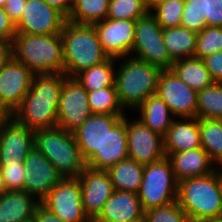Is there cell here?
Instances as JSON below:
<instances>
[{
    "mask_svg": "<svg viewBox=\"0 0 222 222\" xmlns=\"http://www.w3.org/2000/svg\"><path fill=\"white\" fill-rule=\"evenodd\" d=\"M202 60L213 81L222 83V51L207 55Z\"/></svg>",
    "mask_w": 222,
    "mask_h": 222,
    "instance_id": "40",
    "label": "cell"
},
{
    "mask_svg": "<svg viewBox=\"0 0 222 222\" xmlns=\"http://www.w3.org/2000/svg\"><path fill=\"white\" fill-rule=\"evenodd\" d=\"M40 202L23 190L0 196V222H32Z\"/></svg>",
    "mask_w": 222,
    "mask_h": 222,
    "instance_id": "25",
    "label": "cell"
},
{
    "mask_svg": "<svg viewBox=\"0 0 222 222\" xmlns=\"http://www.w3.org/2000/svg\"><path fill=\"white\" fill-rule=\"evenodd\" d=\"M33 148L34 131L12 117L0 134V163H23Z\"/></svg>",
    "mask_w": 222,
    "mask_h": 222,
    "instance_id": "19",
    "label": "cell"
},
{
    "mask_svg": "<svg viewBox=\"0 0 222 222\" xmlns=\"http://www.w3.org/2000/svg\"><path fill=\"white\" fill-rule=\"evenodd\" d=\"M110 0H77L67 20L74 24L94 25L105 20Z\"/></svg>",
    "mask_w": 222,
    "mask_h": 222,
    "instance_id": "31",
    "label": "cell"
},
{
    "mask_svg": "<svg viewBox=\"0 0 222 222\" xmlns=\"http://www.w3.org/2000/svg\"><path fill=\"white\" fill-rule=\"evenodd\" d=\"M136 20L105 19L95 23L99 41L108 57L130 56L135 39Z\"/></svg>",
    "mask_w": 222,
    "mask_h": 222,
    "instance_id": "17",
    "label": "cell"
},
{
    "mask_svg": "<svg viewBox=\"0 0 222 222\" xmlns=\"http://www.w3.org/2000/svg\"><path fill=\"white\" fill-rule=\"evenodd\" d=\"M219 51H222V27L206 26L197 35L194 57L202 59Z\"/></svg>",
    "mask_w": 222,
    "mask_h": 222,
    "instance_id": "36",
    "label": "cell"
},
{
    "mask_svg": "<svg viewBox=\"0 0 222 222\" xmlns=\"http://www.w3.org/2000/svg\"><path fill=\"white\" fill-rule=\"evenodd\" d=\"M7 0H0V7H4Z\"/></svg>",
    "mask_w": 222,
    "mask_h": 222,
    "instance_id": "52",
    "label": "cell"
},
{
    "mask_svg": "<svg viewBox=\"0 0 222 222\" xmlns=\"http://www.w3.org/2000/svg\"><path fill=\"white\" fill-rule=\"evenodd\" d=\"M16 32V25L5 12L4 7H0V41L11 43Z\"/></svg>",
    "mask_w": 222,
    "mask_h": 222,
    "instance_id": "41",
    "label": "cell"
},
{
    "mask_svg": "<svg viewBox=\"0 0 222 222\" xmlns=\"http://www.w3.org/2000/svg\"><path fill=\"white\" fill-rule=\"evenodd\" d=\"M137 194L144 211L177 201L178 182L167 157L144 165L143 179Z\"/></svg>",
    "mask_w": 222,
    "mask_h": 222,
    "instance_id": "7",
    "label": "cell"
},
{
    "mask_svg": "<svg viewBox=\"0 0 222 222\" xmlns=\"http://www.w3.org/2000/svg\"><path fill=\"white\" fill-rule=\"evenodd\" d=\"M125 115L91 114L74 132L80 152L87 161L96 150H100L105 136Z\"/></svg>",
    "mask_w": 222,
    "mask_h": 222,
    "instance_id": "18",
    "label": "cell"
},
{
    "mask_svg": "<svg viewBox=\"0 0 222 222\" xmlns=\"http://www.w3.org/2000/svg\"><path fill=\"white\" fill-rule=\"evenodd\" d=\"M33 76L26 65L13 57L0 69V100L12 114L29 92Z\"/></svg>",
    "mask_w": 222,
    "mask_h": 222,
    "instance_id": "15",
    "label": "cell"
},
{
    "mask_svg": "<svg viewBox=\"0 0 222 222\" xmlns=\"http://www.w3.org/2000/svg\"><path fill=\"white\" fill-rule=\"evenodd\" d=\"M12 118V114H0V134L5 124Z\"/></svg>",
    "mask_w": 222,
    "mask_h": 222,
    "instance_id": "47",
    "label": "cell"
},
{
    "mask_svg": "<svg viewBox=\"0 0 222 222\" xmlns=\"http://www.w3.org/2000/svg\"><path fill=\"white\" fill-rule=\"evenodd\" d=\"M88 222H100L99 220H97L96 218H91L88 220Z\"/></svg>",
    "mask_w": 222,
    "mask_h": 222,
    "instance_id": "53",
    "label": "cell"
},
{
    "mask_svg": "<svg viewBox=\"0 0 222 222\" xmlns=\"http://www.w3.org/2000/svg\"><path fill=\"white\" fill-rule=\"evenodd\" d=\"M91 114L88 92L75 78L67 77L60 93L57 126L74 132Z\"/></svg>",
    "mask_w": 222,
    "mask_h": 222,
    "instance_id": "11",
    "label": "cell"
},
{
    "mask_svg": "<svg viewBox=\"0 0 222 222\" xmlns=\"http://www.w3.org/2000/svg\"><path fill=\"white\" fill-rule=\"evenodd\" d=\"M49 6L54 7L59 12H61L66 18L69 17L73 3L71 0H43Z\"/></svg>",
    "mask_w": 222,
    "mask_h": 222,
    "instance_id": "44",
    "label": "cell"
},
{
    "mask_svg": "<svg viewBox=\"0 0 222 222\" xmlns=\"http://www.w3.org/2000/svg\"><path fill=\"white\" fill-rule=\"evenodd\" d=\"M196 117L222 120V83L214 82L197 92Z\"/></svg>",
    "mask_w": 222,
    "mask_h": 222,
    "instance_id": "33",
    "label": "cell"
},
{
    "mask_svg": "<svg viewBox=\"0 0 222 222\" xmlns=\"http://www.w3.org/2000/svg\"><path fill=\"white\" fill-rule=\"evenodd\" d=\"M131 222H143V220H135V221H131Z\"/></svg>",
    "mask_w": 222,
    "mask_h": 222,
    "instance_id": "54",
    "label": "cell"
},
{
    "mask_svg": "<svg viewBox=\"0 0 222 222\" xmlns=\"http://www.w3.org/2000/svg\"><path fill=\"white\" fill-rule=\"evenodd\" d=\"M88 103L92 114L126 115L115 86L88 92Z\"/></svg>",
    "mask_w": 222,
    "mask_h": 222,
    "instance_id": "34",
    "label": "cell"
},
{
    "mask_svg": "<svg viewBox=\"0 0 222 222\" xmlns=\"http://www.w3.org/2000/svg\"><path fill=\"white\" fill-rule=\"evenodd\" d=\"M181 26L197 33L206 26L222 27V0H185Z\"/></svg>",
    "mask_w": 222,
    "mask_h": 222,
    "instance_id": "23",
    "label": "cell"
},
{
    "mask_svg": "<svg viewBox=\"0 0 222 222\" xmlns=\"http://www.w3.org/2000/svg\"><path fill=\"white\" fill-rule=\"evenodd\" d=\"M128 158L126 115L106 134L103 145L86 161L87 167L107 171L118 162Z\"/></svg>",
    "mask_w": 222,
    "mask_h": 222,
    "instance_id": "20",
    "label": "cell"
},
{
    "mask_svg": "<svg viewBox=\"0 0 222 222\" xmlns=\"http://www.w3.org/2000/svg\"><path fill=\"white\" fill-rule=\"evenodd\" d=\"M163 0H142L143 6L148 12L155 9Z\"/></svg>",
    "mask_w": 222,
    "mask_h": 222,
    "instance_id": "46",
    "label": "cell"
},
{
    "mask_svg": "<svg viewBox=\"0 0 222 222\" xmlns=\"http://www.w3.org/2000/svg\"><path fill=\"white\" fill-rule=\"evenodd\" d=\"M61 34L64 74L74 78L80 72L102 63L104 52L94 25L64 23Z\"/></svg>",
    "mask_w": 222,
    "mask_h": 222,
    "instance_id": "2",
    "label": "cell"
},
{
    "mask_svg": "<svg viewBox=\"0 0 222 222\" xmlns=\"http://www.w3.org/2000/svg\"><path fill=\"white\" fill-rule=\"evenodd\" d=\"M32 222H64L55 214L49 212L41 204L36 208Z\"/></svg>",
    "mask_w": 222,
    "mask_h": 222,
    "instance_id": "43",
    "label": "cell"
},
{
    "mask_svg": "<svg viewBox=\"0 0 222 222\" xmlns=\"http://www.w3.org/2000/svg\"><path fill=\"white\" fill-rule=\"evenodd\" d=\"M78 179L84 213L89 219L96 218L115 191L109 173L86 166Z\"/></svg>",
    "mask_w": 222,
    "mask_h": 222,
    "instance_id": "16",
    "label": "cell"
},
{
    "mask_svg": "<svg viewBox=\"0 0 222 222\" xmlns=\"http://www.w3.org/2000/svg\"><path fill=\"white\" fill-rule=\"evenodd\" d=\"M25 183L23 191L41 202L63 176L52 163L34 147L24 160Z\"/></svg>",
    "mask_w": 222,
    "mask_h": 222,
    "instance_id": "14",
    "label": "cell"
},
{
    "mask_svg": "<svg viewBox=\"0 0 222 222\" xmlns=\"http://www.w3.org/2000/svg\"><path fill=\"white\" fill-rule=\"evenodd\" d=\"M144 213L137 193L115 190L96 219L100 222H131L143 220Z\"/></svg>",
    "mask_w": 222,
    "mask_h": 222,
    "instance_id": "22",
    "label": "cell"
},
{
    "mask_svg": "<svg viewBox=\"0 0 222 222\" xmlns=\"http://www.w3.org/2000/svg\"><path fill=\"white\" fill-rule=\"evenodd\" d=\"M171 70L180 80L197 92L214 83L210 72L205 68L203 60L197 57L175 61Z\"/></svg>",
    "mask_w": 222,
    "mask_h": 222,
    "instance_id": "28",
    "label": "cell"
},
{
    "mask_svg": "<svg viewBox=\"0 0 222 222\" xmlns=\"http://www.w3.org/2000/svg\"><path fill=\"white\" fill-rule=\"evenodd\" d=\"M130 57L148 62L161 70L171 69L173 61L163 41V28L151 12L136 20Z\"/></svg>",
    "mask_w": 222,
    "mask_h": 222,
    "instance_id": "8",
    "label": "cell"
},
{
    "mask_svg": "<svg viewBox=\"0 0 222 222\" xmlns=\"http://www.w3.org/2000/svg\"><path fill=\"white\" fill-rule=\"evenodd\" d=\"M0 114H12L0 100Z\"/></svg>",
    "mask_w": 222,
    "mask_h": 222,
    "instance_id": "50",
    "label": "cell"
},
{
    "mask_svg": "<svg viewBox=\"0 0 222 222\" xmlns=\"http://www.w3.org/2000/svg\"><path fill=\"white\" fill-rule=\"evenodd\" d=\"M157 94L176 118L196 117L197 91L180 80L171 69L160 72Z\"/></svg>",
    "mask_w": 222,
    "mask_h": 222,
    "instance_id": "12",
    "label": "cell"
},
{
    "mask_svg": "<svg viewBox=\"0 0 222 222\" xmlns=\"http://www.w3.org/2000/svg\"><path fill=\"white\" fill-rule=\"evenodd\" d=\"M40 204L64 222H88L89 220L84 213L78 177L63 178Z\"/></svg>",
    "mask_w": 222,
    "mask_h": 222,
    "instance_id": "9",
    "label": "cell"
},
{
    "mask_svg": "<svg viewBox=\"0 0 222 222\" xmlns=\"http://www.w3.org/2000/svg\"><path fill=\"white\" fill-rule=\"evenodd\" d=\"M24 163H0V172L7 191L23 190L25 183Z\"/></svg>",
    "mask_w": 222,
    "mask_h": 222,
    "instance_id": "39",
    "label": "cell"
},
{
    "mask_svg": "<svg viewBox=\"0 0 222 222\" xmlns=\"http://www.w3.org/2000/svg\"><path fill=\"white\" fill-rule=\"evenodd\" d=\"M177 201L190 222L222 217V193L215 171L178 182Z\"/></svg>",
    "mask_w": 222,
    "mask_h": 222,
    "instance_id": "5",
    "label": "cell"
},
{
    "mask_svg": "<svg viewBox=\"0 0 222 222\" xmlns=\"http://www.w3.org/2000/svg\"><path fill=\"white\" fill-rule=\"evenodd\" d=\"M116 63V58L109 57L102 63L80 72L74 78L87 92L115 86Z\"/></svg>",
    "mask_w": 222,
    "mask_h": 222,
    "instance_id": "30",
    "label": "cell"
},
{
    "mask_svg": "<svg viewBox=\"0 0 222 222\" xmlns=\"http://www.w3.org/2000/svg\"><path fill=\"white\" fill-rule=\"evenodd\" d=\"M134 112L139 114L137 119L163 138L176 119L157 93L150 95Z\"/></svg>",
    "mask_w": 222,
    "mask_h": 222,
    "instance_id": "26",
    "label": "cell"
},
{
    "mask_svg": "<svg viewBox=\"0 0 222 222\" xmlns=\"http://www.w3.org/2000/svg\"><path fill=\"white\" fill-rule=\"evenodd\" d=\"M63 73L34 74L31 88L12 117L33 131L56 127Z\"/></svg>",
    "mask_w": 222,
    "mask_h": 222,
    "instance_id": "1",
    "label": "cell"
},
{
    "mask_svg": "<svg viewBox=\"0 0 222 222\" xmlns=\"http://www.w3.org/2000/svg\"><path fill=\"white\" fill-rule=\"evenodd\" d=\"M6 191H7V189L5 188V185H4V179H3L1 172H0V196L2 194H4Z\"/></svg>",
    "mask_w": 222,
    "mask_h": 222,
    "instance_id": "49",
    "label": "cell"
},
{
    "mask_svg": "<svg viewBox=\"0 0 222 222\" xmlns=\"http://www.w3.org/2000/svg\"><path fill=\"white\" fill-rule=\"evenodd\" d=\"M200 147L199 119L176 118L164 137L165 153H177Z\"/></svg>",
    "mask_w": 222,
    "mask_h": 222,
    "instance_id": "24",
    "label": "cell"
},
{
    "mask_svg": "<svg viewBox=\"0 0 222 222\" xmlns=\"http://www.w3.org/2000/svg\"><path fill=\"white\" fill-rule=\"evenodd\" d=\"M127 115L126 113L128 158L142 165L165 158L164 138L153 132L139 119L130 120Z\"/></svg>",
    "mask_w": 222,
    "mask_h": 222,
    "instance_id": "10",
    "label": "cell"
},
{
    "mask_svg": "<svg viewBox=\"0 0 222 222\" xmlns=\"http://www.w3.org/2000/svg\"><path fill=\"white\" fill-rule=\"evenodd\" d=\"M12 57L34 74H64L61 34L17 33L12 42Z\"/></svg>",
    "mask_w": 222,
    "mask_h": 222,
    "instance_id": "4",
    "label": "cell"
},
{
    "mask_svg": "<svg viewBox=\"0 0 222 222\" xmlns=\"http://www.w3.org/2000/svg\"><path fill=\"white\" fill-rule=\"evenodd\" d=\"M197 35L183 26L163 29V41L173 62L194 57Z\"/></svg>",
    "mask_w": 222,
    "mask_h": 222,
    "instance_id": "27",
    "label": "cell"
},
{
    "mask_svg": "<svg viewBox=\"0 0 222 222\" xmlns=\"http://www.w3.org/2000/svg\"><path fill=\"white\" fill-rule=\"evenodd\" d=\"M107 172L114 190L138 193L143 179L144 165L127 158L110 167Z\"/></svg>",
    "mask_w": 222,
    "mask_h": 222,
    "instance_id": "29",
    "label": "cell"
},
{
    "mask_svg": "<svg viewBox=\"0 0 222 222\" xmlns=\"http://www.w3.org/2000/svg\"><path fill=\"white\" fill-rule=\"evenodd\" d=\"M26 1L27 0H7L6 1L4 10L15 24L21 19Z\"/></svg>",
    "mask_w": 222,
    "mask_h": 222,
    "instance_id": "42",
    "label": "cell"
},
{
    "mask_svg": "<svg viewBox=\"0 0 222 222\" xmlns=\"http://www.w3.org/2000/svg\"><path fill=\"white\" fill-rule=\"evenodd\" d=\"M12 57V44L0 41V69Z\"/></svg>",
    "mask_w": 222,
    "mask_h": 222,
    "instance_id": "45",
    "label": "cell"
},
{
    "mask_svg": "<svg viewBox=\"0 0 222 222\" xmlns=\"http://www.w3.org/2000/svg\"><path fill=\"white\" fill-rule=\"evenodd\" d=\"M148 11L142 0H110L107 19L137 20Z\"/></svg>",
    "mask_w": 222,
    "mask_h": 222,
    "instance_id": "37",
    "label": "cell"
},
{
    "mask_svg": "<svg viewBox=\"0 0 222 222\" xmlns=\"http://www.w3.org/2000/svg\"><path fill=\"white\" fill-rule=\"evenodd\" d=\"M115 87L124 108L135 111L150 95L157 93L160 68L133 57L116 59Z\"/></svg>",
    "mask_w": 222,
    "mask_h": 222,
    "instance_id": "3",
    "label": "cell"
},
{
    "mask_svg": "<svg viewBox=\"0 0 222 222\" xmlns=\"http://www.w3.org/2000/svg\"><path fill=\"white\" fill-rule=\"evenodd\" d=\"M34 147L42 152L63 178L78 177L87 166L73 132L58 126L35 130Z\"/></svg>",
    "mask_w": 222,
    "mask_h": 222,
    "instance_id": "6",
    "label": "cell"
},
{
    "mask_svg": "<svg viewBox=\"0 0 222 222\" xmlns=\"http://www.w3.org/2000/svg\"><path fill=\"white\" fill-rule=\"evenodd\" d=\"M200 222H222V217L202 220Z\"/></svg>",
    "mask_w": 222,
    "mask_h": 222,
    "instance_id": "51",
    "label": "cell"
},
{
    "mask_svg": "<svg viewBox=\"0 0 222 222\" xmlns=\"http://www.w3.org/2000/svg\"><path fill=\"white\" fill-rule=\"evenodd\" d=\"M215 173L218 178V181L221 187V193H222V164L216 165Z\"/></svg>",
    "mask_w": 222,
    "mask_h": 222,
    "instance_id": "48",
    "label": "cell"
},
{
    "mask_svg": "<svg viewBox=\"0 0 222 222\" xmlns=\"http://www.w3.org/2000/svg\"><path fill=\"white\" fill-rule=\"evenodd\" d=\"M165 154L171 162L177 182L208 175L214 172L216 168V164L202 147Z\"/></svg>",
    "mask_w": 222,
    "mask_h": 222,
    "instance_id": "21",
    "label": "cell"
},
{
    "mask_svg": "<svg viewBox=\"0 0 222 222\" xmlns=\"http://www.w3.org/2000/svg\"><path fill=\"white\" fill-rule=\"evenodd\" d=\"M143 222H190L178 201L145 211Z\"/></svg>",
    "mask_w": 222,
    "mask_h": 222,
    "instance_id": "38",
    "label": "cell"
},
{
    "mask_svg": "<svg viewBox=\"0 0 222 222\" xmlns=\"http://www.w3.org/2000/svg\"><path fill=\"white\" fill-rule=\"evenodd\" d=\"M200 143L210 159L222 164V120L199 119Z\"/></svg>",
    "mask_w": 222,
    "mask_h": 222,
    "instance_id": "32",
    "label": "cell"
},
{
    "mask_svg": "<svg viewBox=\"0 0 222 222\" xmlns=\"http://www.w3.org/2000/svg\"><path fill=\"white\" fill-rule=\"evenodd\" d=\"M185 0H163L151 13L159 25L165 28L181 26Z\"/></svg>",
    "mask_w": 222,
    "mask_h": 222,
    "instance_id": "35",
    "label": "cell"
},
{
    "mask_svg": "<svg viewBox=\"0 0 222 222\" xmlns=\"http://www.w3.org/2000/svg\"><path fill=\"white\" fill-rule=\"evenodd\" d=\"M67 18L43 0H27L21 19L15 24L17 33L50 35L62 32Z\"/></svg>",
    "mask_w": 222,
    "mask_h": 222,
    "instance_id": "13",
    "label": "cell"
}]
</instances>
